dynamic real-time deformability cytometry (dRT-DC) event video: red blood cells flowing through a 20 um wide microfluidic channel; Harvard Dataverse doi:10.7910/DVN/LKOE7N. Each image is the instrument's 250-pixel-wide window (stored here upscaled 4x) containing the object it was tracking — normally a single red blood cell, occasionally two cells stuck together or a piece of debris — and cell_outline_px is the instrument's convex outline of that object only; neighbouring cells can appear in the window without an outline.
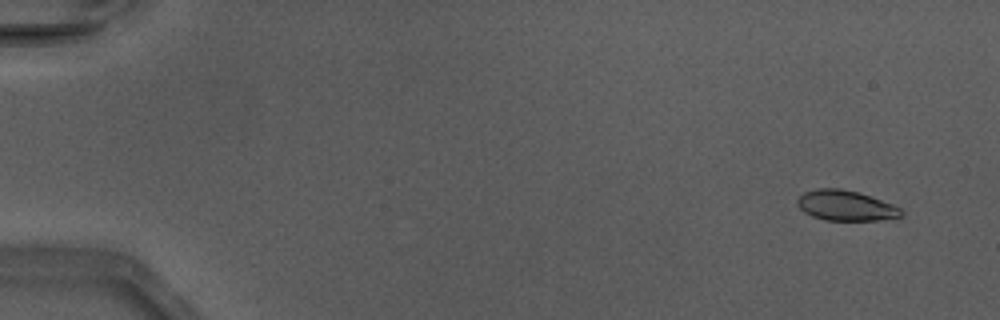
{"species": "Egyptian fruit bat (a non-hibernating species)", "species_latin": "Rousettus aegyptiacus", "temperature_condition": "warm", "stored_images_in_passage": 13, "camera_frame_rate_fps": 3000, "um_per_image_px": 0.085, "animal": {"sex": "male"}, "frame": {"image": 1, "passage_image": 4, "time_ms": 1.0, "image_size_px": [1000, 320], "cell_outline_px": [[904, 216], [880, 220], [824, 220], [812, 216], [804, 212], [796, 204], [796, 200], [804, 192], [820, 188], [840, 188], [860, 192], [892, 204], [900, 208], [904, 212]], "centroid_in_image_um": [71.89, 17.47], "position_along_channel_um": 13.1, "area_um2": 18.44}}